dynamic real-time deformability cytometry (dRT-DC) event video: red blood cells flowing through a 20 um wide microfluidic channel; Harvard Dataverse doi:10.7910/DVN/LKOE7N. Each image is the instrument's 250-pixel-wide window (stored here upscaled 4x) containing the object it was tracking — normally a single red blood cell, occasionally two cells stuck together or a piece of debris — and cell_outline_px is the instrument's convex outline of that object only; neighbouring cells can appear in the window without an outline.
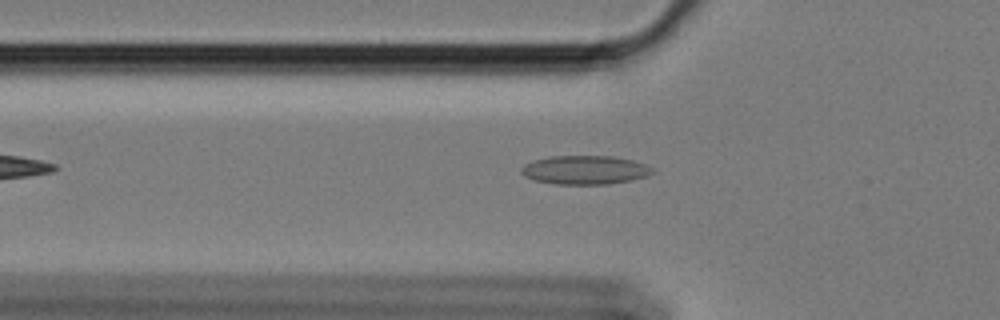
{"species": "Egyptian fruit bat (a non-hibernating species)", "species_latin": "Rousettus aegyptiacus", "temperature_condition": "cold", "stored_images_in_passage": 42, "camera_frame_rate_fps": 3000, "um_per_image_px": 0.085, "animal": {"sex": "female"}, "frame": {"image": 1, "passage_image": 3, "time_ms": 0.667, "image_size_px": [1000, 320], "cell_outline_px": [[656, 172], [648, 176], [632, 180], [608, 184], [556, 184], [536, 180], [524, 176], [520, 172], [520, 168], [524, 164], [532, 160], [552, 156], [612, 156], [632, 160], [644, 164], [652, 168]], "centroid_in_image_um": [49.72, 14.44], "position_along_channel_um": 76.1, "area_um2": 22.08}}
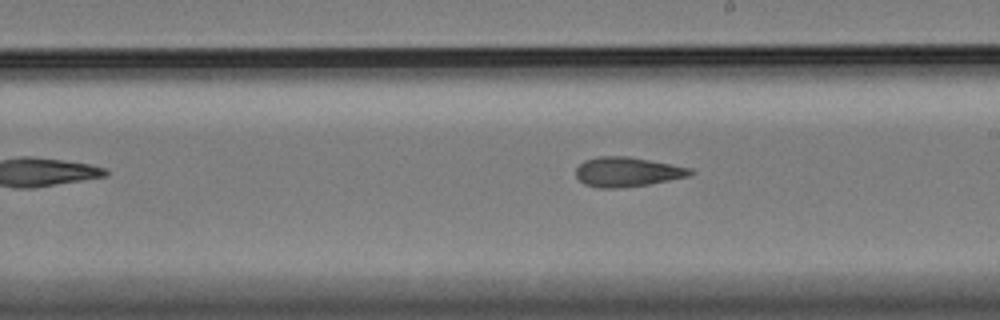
{"frame": {"image": 2, "passage_image": 17, "time_ms": 5.333, "image_size_px": [1000, 320], "cell_outline_px": [[696, 172], [688, 176], [648, 184], [616, 188], [600, 188], [584, 184], [576, 176], [576, 168], [584, 160], [596, 156], [628, 156], [692, 168]], "centroid_in_image_um": [53.3, 14.6], "position_along_channel_um": 235.7, "area_um2": 19.65}}
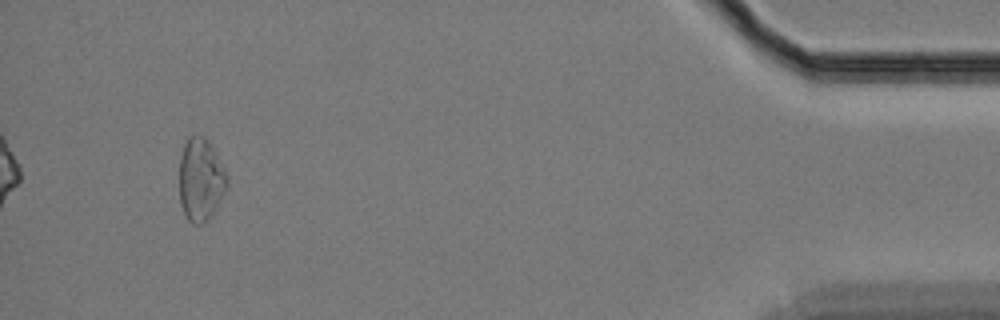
{"frame": {"image": 3, "passage_image": 39, "time_ms": 12.667, "image_size_px": [1000, 320], "cell_outline_px": [[228, 188], [216, 208], [208, 220], [200, 224], [192, 224], [184, 216], [180, 204], [180, 156], [184, 144], [188, 136], [204, 136], [208, 140], [228, 172]], "centroid_in_image_um": [17.08, 15.28], "position_along_channel_um": 418.1, "area_um2": 23.47}, "authors_computed_cell_mechanics": {"area_um2": 20.1433, "velocity_mm_per_s": 3.3928, "shape_relaxation_time_tau1_ms": null, "shape_relaxation_time_tau2_ms": 3.3008, "deformation_change_tau1": null, "deformation_change_tau2": 0.1214}}